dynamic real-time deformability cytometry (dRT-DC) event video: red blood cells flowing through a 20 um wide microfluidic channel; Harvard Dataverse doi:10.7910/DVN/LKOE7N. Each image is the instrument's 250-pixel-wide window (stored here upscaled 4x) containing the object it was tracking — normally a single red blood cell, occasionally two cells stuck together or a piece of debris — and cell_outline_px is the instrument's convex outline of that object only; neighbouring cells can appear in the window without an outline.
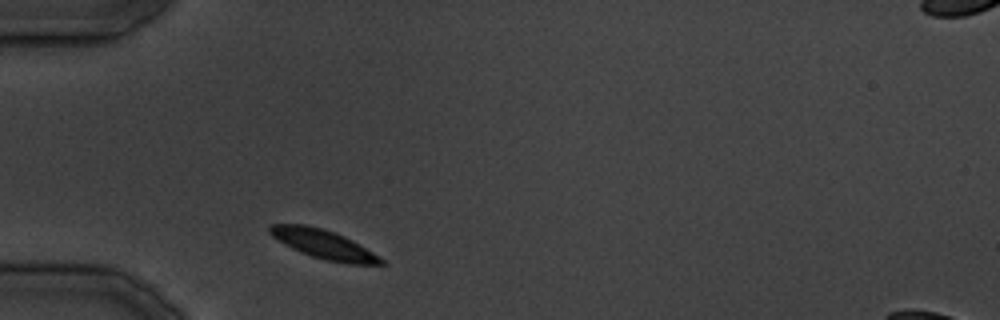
{"species": "common noctule bat (a hibernating species)", "species_latin": "Nyctalus noctula", "temperature_condition": "cold", "stored_images_in_passage": 27, "camera_frame_rate_fps": 3000, "um_per_image_px": 0.085, "animal": {"sex": "male", "body_mass_g": 19.5, "forearm_length_mm": 54.6}, "frame": {"image": 1, "passage_image": 1, "time_ms": 0.0, "image_size_px": [1000, 320], "cell_outline_px": [[388, 264], [348, 264], [328, 260], [312, 256], [292, 248], [284, 244], [272, 236], [268, 232], [268, 228], [272, 224], [304, 224], [320, 228], [344, 236], [352, 240], [380, 256]], "centroid_in_image_um": [27.52, 20.76], "position_along_channel_um": 57.5, "area_um2": 18.55}}
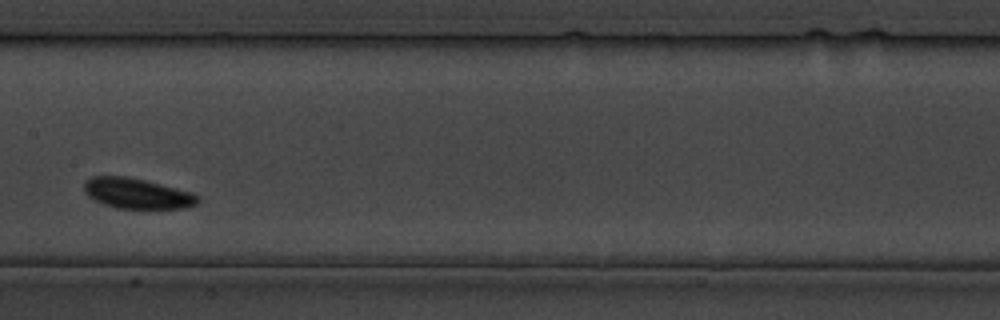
{"frame": {"image": 2, "passage_image": 10, "time_ms": 10.333, "image_size_px": [1000, 320], "cell_outline_px": [[200, 200], [196, 204], [184, 208], [116, 208], [104, 204], [88, 196], [84, 192], [84, 184], [92, 176], [124, 176], [144, 180], [192, 192], [200, 196]], "centroid_in_image_um": [11.66, 16.44], "position_along_channel_um": 195.7, "area_um2": 19.94}}
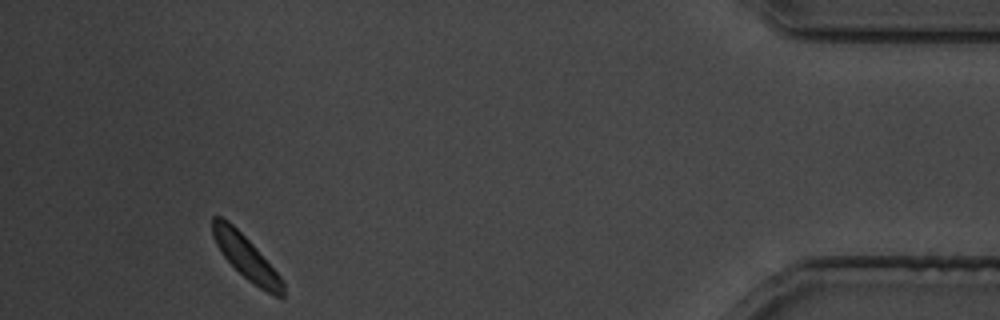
{"frame": {"image": 3, "passage_image": 25, "time_ms": 29.333, "image_size_px": [1000, 320], "cell_outline_px": [[284, 300], [260, 288], [248, 280], [224, 256], [216, 244], [212, 236], [212, 216], [220, 216], [228, 220], [256, 248], [280, 276], [284, 284]], "centroid_in_image_um": [20.91, 21.86], "position_along_channel_um": 414.3, "area_um2": 17.51}}